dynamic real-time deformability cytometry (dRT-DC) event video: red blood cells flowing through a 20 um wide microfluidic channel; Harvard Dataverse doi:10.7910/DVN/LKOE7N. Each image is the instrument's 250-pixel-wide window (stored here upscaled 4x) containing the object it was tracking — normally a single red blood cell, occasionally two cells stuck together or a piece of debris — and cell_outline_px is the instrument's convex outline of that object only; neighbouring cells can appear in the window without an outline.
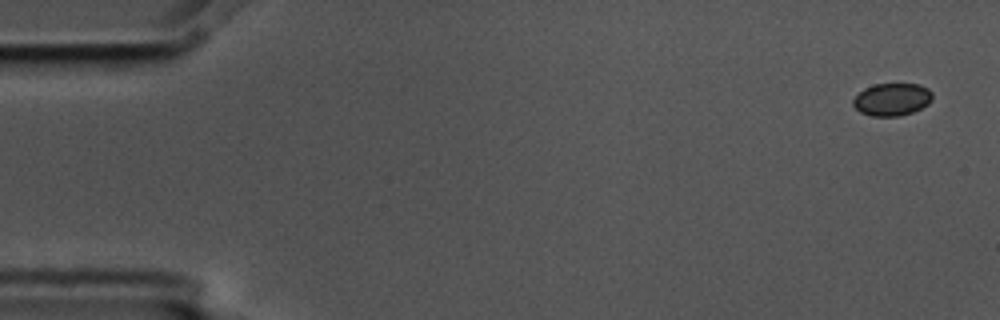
{"species": "common noctule bat (a hibernating species)", "species_latin": "Nyctalus noctula", "temperature_condition": "cold", "stored_images_in_passage": 5, "segment_of_instrument_passage": [1, 2], "camera_frame_rate_fps": 3000, "um_per_image_px": 0.085, "animal": {"sex": "male", "body_mass_g": 17.5, "forearm_length_mm": 52.3}, "frame": {"image": 1, "passage_image": 1, "time_ms": 0.0, "image_size_px": [1000, 320], "cell_outline_px": [[932, 100], [928, 104], [912, 112], [900, 116], [872, 116], [860, 112], [852, 104], [852, 100], [864, 88], [872, 84], [920, 84], [928, 88], [932, 92]], "centroid_in_image_um": [75.82, 8.44], "position_along_channel_um": 9.2, "area_um2": 15.09}}
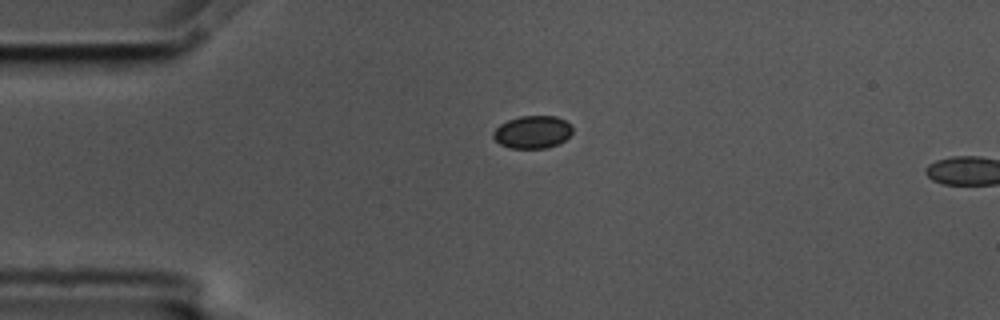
{"frame": {"image": 2, "passage_image": 4, "time_ms": 1.0, "image_size_px": [1000, 320], "cell_outline_px": [[572, 132], [564, 140], [556, 144], [544, 148], [512, 148], [500, 144], [492, 136], [492, 132], [500, 124], [508, 120], [520, 116], [556, 116], [572, 124]], "centroid_in_image_um": [45.25, 11.21], "position_along_channel_um": 39.7, "area_um2": 14.97}}